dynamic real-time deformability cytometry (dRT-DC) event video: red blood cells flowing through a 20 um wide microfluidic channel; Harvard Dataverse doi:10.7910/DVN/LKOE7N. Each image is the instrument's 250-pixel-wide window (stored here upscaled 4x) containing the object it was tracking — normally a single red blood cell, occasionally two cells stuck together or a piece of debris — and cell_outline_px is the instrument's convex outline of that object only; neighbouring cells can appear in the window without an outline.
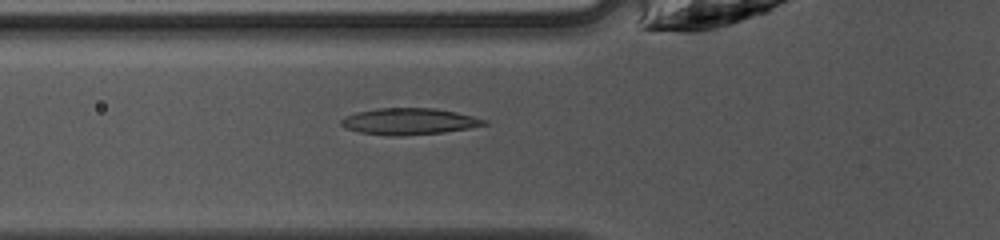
{"species": "common noctule bat (a hibernating species)", "species_latin": "Nyctalus noctula", "temperature_condition": "warm", "stored_images_in_passage": 47, "camera_frame_rate_fps": 3000, "um_per_image_px": 0.085, "animal": {"sex": "female", "body_mass_g": 10.0, "forearm_length_mm": 53.1}, "frame": {"image": 1, "passage_image": 17, "time_ms": 5.333, "image_size_px": [1000, 240], "cell_outline_px": [[488, 124], [468, 128], [444, 132], [396, 136], [392, 136], [360, 132], [344, 128], [340, 124], [340, 120], [344, 116], [356, 112], [376, 108], [436, 108], [456, 112], [488, 120]], "centroid_in_image_um": [34.74, 10.31], "position_along_channel_um": 91.1, "area_um2": 22.08}}
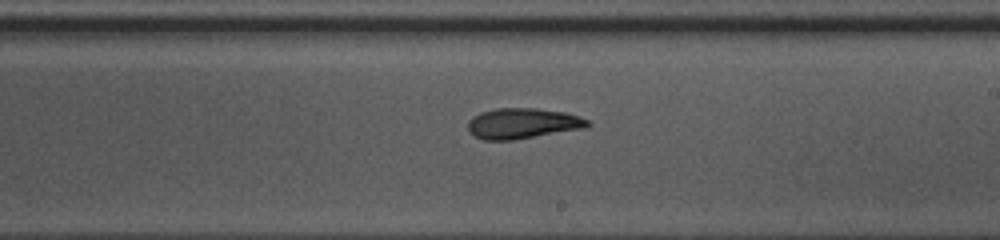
{"frame": {"image": 2, "passage_image": 28, "time_ms": 9.0, "image_size_px": [1000, 240], "cell_outline_px": [[592, 124], [588, 128], [512, 140], [484, 140], [476, 136], [468, 128], [468, 120], [472, 116], [480, 112], [496, 108], [536, 108], [564, 112], [580, 116], [588, 120]], "centroid_in_image_um": [44.46, 10.48], "position_along_channel_um": 244.5, "area_um2": 21.44}}
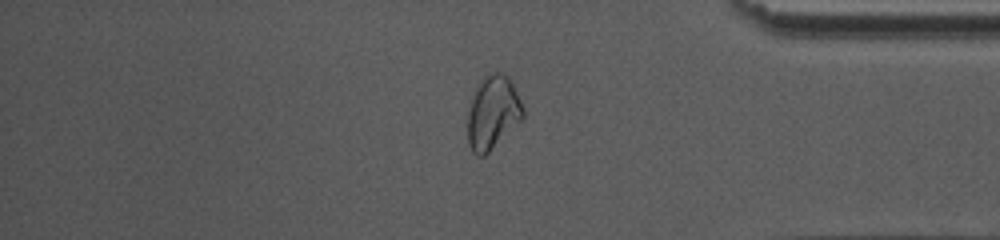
{"frame": {"image": 3, "passage_image": 40, "time_ms": 13.0, "image_size_px": [1000, 240], "cell_outline_px": [[524, 120], [484, 156], [476, 156], [472, 152], [468, 144], [468, 112], [472, 92], [480, 80], [488, 72], [500, 72], [508, 76], [524, 108]], "centroid_in_image_um": [41.88, 9.57], "position_along_channel_um": 393.3, "area_um2": 24.16}}